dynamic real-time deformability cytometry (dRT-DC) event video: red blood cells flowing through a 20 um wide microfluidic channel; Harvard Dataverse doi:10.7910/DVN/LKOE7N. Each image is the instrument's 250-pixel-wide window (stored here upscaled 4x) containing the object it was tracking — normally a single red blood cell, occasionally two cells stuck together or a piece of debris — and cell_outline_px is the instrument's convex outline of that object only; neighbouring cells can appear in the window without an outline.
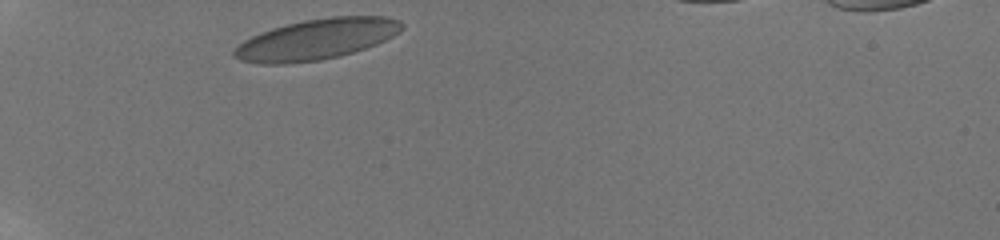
{"species": "human", "species_latin": "Homo sapiens", "temperature_condition": "room temperature", "stored_images_in_passage": 24, "camera_frame_rate_fps": 3000, "um_per_image_px": 0.085, "donor": {"sex": "male"}, "frame": {"image": 1, "passage_image": 1, "time_ms": 0.0, "image_size_px": [1000, 240], "cell_outline_px": [[404, 28], [400, 32], [376, 44], [340, 56], [320, 60], [284, 64], [260, 64], [240, 60], [232, 56], [232, 52], [244, 40], [260, 32], [272, 28], [304, 20], [328, 16], [388, 16], [400, 20], [404, 24]], "centroid_in_image_um": [26.92, 3.33], "position_along_channel_um": 58.1, "area_um2": 39.82}}
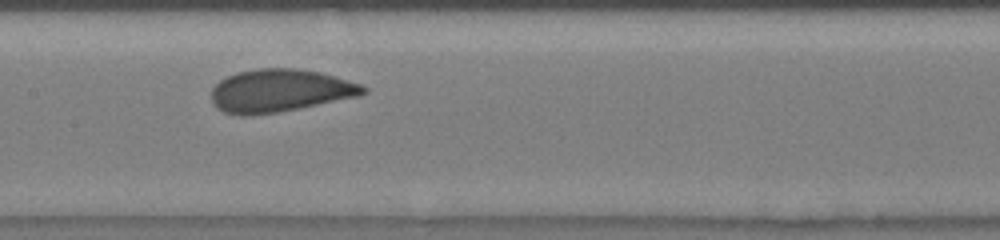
{"frame": {"image": 2, "passage_image": 10, "time_ms": 4.0, "image_size_px": [1000, 240], "cell_outline_px": [[368, 92], [360, 96], [280, 112], [252, 116], [240, 116], [224, 112], [216, 108], [212, 104], [212, 88], [220, 80], [236, 72], [256, 68], [296, 68], [320, 72], [336, 76], [360, 84], [368, 88]], "centroid_in_image_um": [23.79, 7.71], "position_along_channel_um": 183.6, "area_um2": 38.32}}
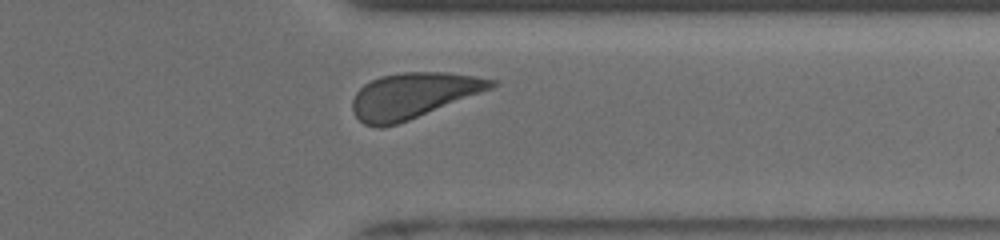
{"frame": {"image": 3, "passage_image": 22, "time_ms": 9.0, "image_size_px": [1000, 240], "cell_outline_px": [[500, 84], [492, 88], [408, 120], [396, 124], [380, 128], [364, 124], [352, 112], [352, 100], [356, 92], [364, 84], [380, 76], [404, 72], [448, 72], [496, 80]], "centroid_in_image_um": [35.09, 8.11], "position_along_channel_um": 376.3, "area_um2": 36.47}, "authors_computed_cell_mechanics": {"area_um2": 37.8879, "velocity_mm_per_s": 3.8483, "shape_relaxation_time_tau1_ms": 4.0985, "shape_relaxation_time_tau2_ms": null, "deformation_change_tau1": 0.1182, "deformation_change_tau2": null}}